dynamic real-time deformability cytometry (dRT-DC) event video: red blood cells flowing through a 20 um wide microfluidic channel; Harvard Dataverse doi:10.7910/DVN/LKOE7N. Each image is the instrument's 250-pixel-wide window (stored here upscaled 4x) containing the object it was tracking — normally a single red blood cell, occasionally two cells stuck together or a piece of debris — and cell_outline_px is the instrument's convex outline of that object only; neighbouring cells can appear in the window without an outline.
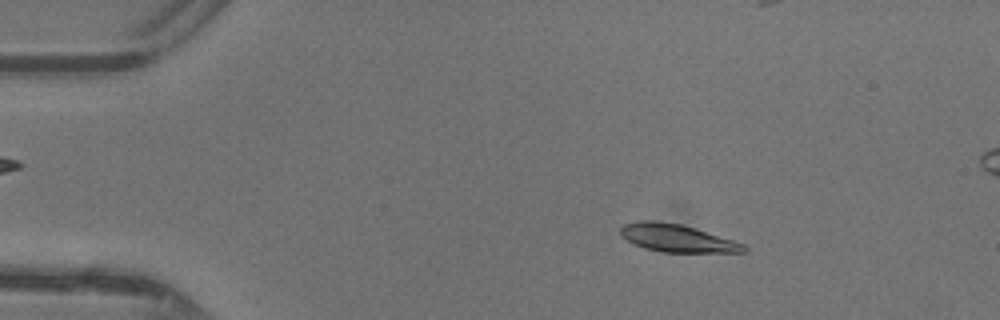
{"species": "common noctule bat (a hibernating species)", "species_latin": "Nyctalus noctula", "temperature_condition": "warm", "stored_images_in_passage": 45, "segment_of_instrument_passage": [1, 2], "camera_frame_rate_fps": 3000, "um_per_image_px": 0.085, "animal": {"sex": "female"}, "frame": {"image": 1, "passage_image": 5, "time_ms": 1.333, "image_size_px": [1000, 320], "cell_outline_px": [[748, 248], [744, 252], [664, 252], [644, 248], [620, 236], [620, 228], [624, 224], [644, 220], [652, 220], [680, 224], [732, 240], [744, 244]], "centroid_in_image_um": [57.51, 20.24], "position_along_channel_um": 27.5, "area_um2": 19.48}}
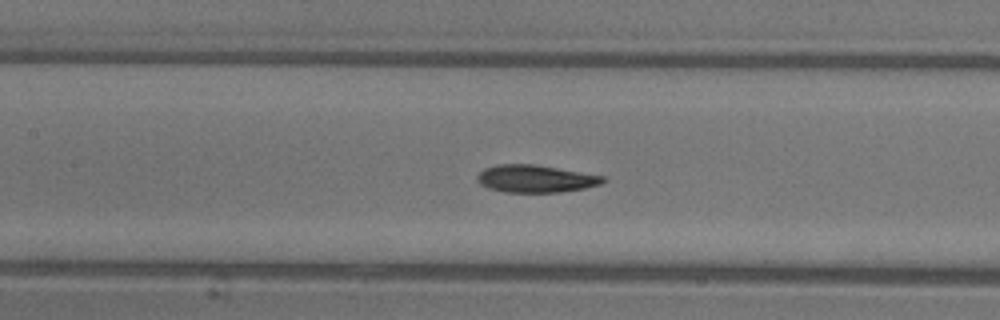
{"frame": {"image": 2, "passage_image": 19, "time_ms": 6.0, "image_size_px": [1000, 320], "cell_outline_px": [[608, 180], [600, 184], [584, 188], [560, 192], [504, 192], [488, 188], [480, 184], [476, 180], [476, 176], [484, 168], [496, 164], [536, 164], [604, 176]], "centroid_in_image_um": [45.5, 15.18], "position_along_channel_um": 161.9, "area_um2": 20.23}}
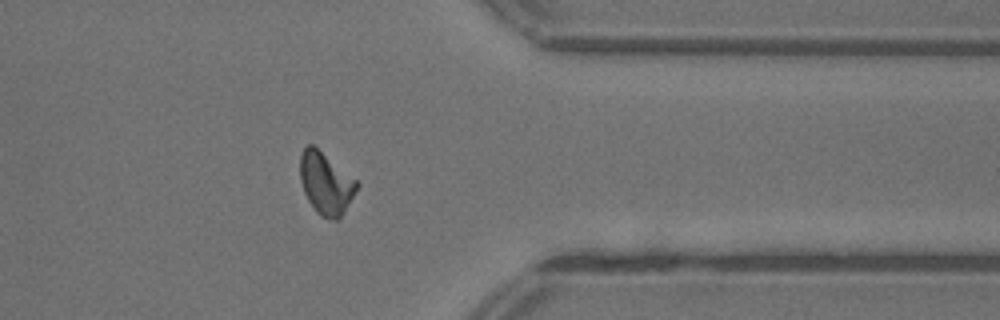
{"frame": {"image": 3, "passage_image": 35, "time_ms": 11.333, "image_size_px": [1000, 320], "cell_outline_px": [[360, 184], [344, 212], [336, 220], [332, 220], [320, 216], [316, 212], [308, 200], [304, 192], [300, 180], [300, 152], [308, 144], [312, 144], [356, 180]], "centroid_in_image_um": [27.67, 15.59], "position_along_channel_um": 383.7, "area_um2": 20.29}}